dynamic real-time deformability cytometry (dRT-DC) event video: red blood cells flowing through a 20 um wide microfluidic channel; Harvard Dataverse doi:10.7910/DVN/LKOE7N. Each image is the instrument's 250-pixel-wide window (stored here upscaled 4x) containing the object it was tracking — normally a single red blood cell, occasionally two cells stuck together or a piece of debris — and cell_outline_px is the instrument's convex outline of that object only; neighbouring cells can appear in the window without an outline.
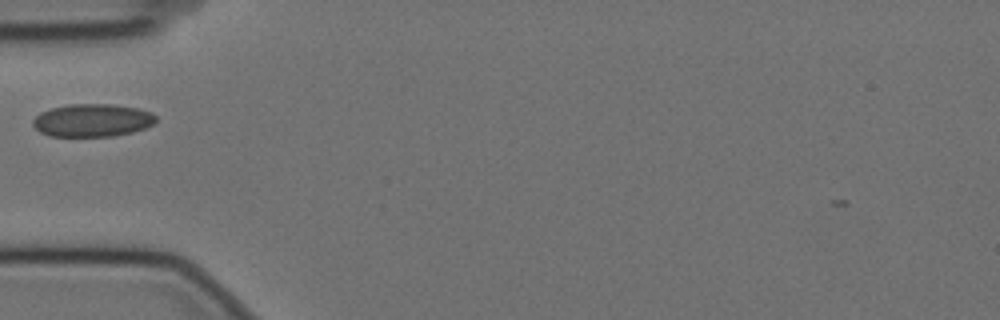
{"species": "Egyptian fruit bat (a non-hibernating species)", "species_latin": "Rousettus aegyptiacus", "temperature_condition": "cold", "stored_images_in_passage": 5, "camera_frame_rate_fps": 3000, "um_per_image_px": 0.085, "animal": {"sex": "female"}, "frame": {"image": 1, "passage_image": 1, "time_ms": 0.0, "image_size_px": [1000, 320], "cell_outline_px": [[156, 120], [152, 124], [144, 128], [132, 132], [112, 136], [48, 136], [40, 132], [32, 124], [32, 120], [40, 112], [52, 108], [68, 104], [112, 104], [140, 108], [152, 112], [156, 116]], "centroid_in_image_um": [7.85, 10.22], "position_along_channel_um": 77.2, "area_um2": 23.64}}
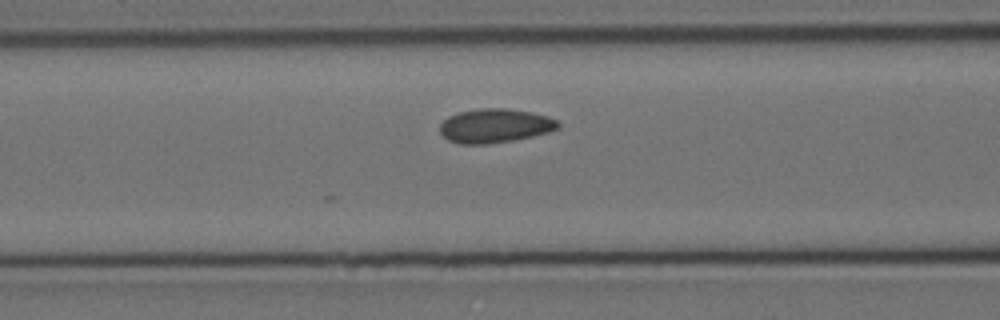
{"frame": {"image": 2, "passage_image": 5, "time_ms": 1.333, "image_size_px": [1000, 320], "cell_outline_px": [[560, 128], [548, 132], [532, 136], [512, 140], [488, 144], [460, 144], [448, 140], [440, 132], [440, 124], [448, 116], [460, 112], [480, 108], [504, 108], [532, 112], [548, 116], [556, 120], [560, 124]], "centroid_in_image_um": [42.07, 10.69], "position_along_channel_um": 124.5, "area_um2": 23.41}}